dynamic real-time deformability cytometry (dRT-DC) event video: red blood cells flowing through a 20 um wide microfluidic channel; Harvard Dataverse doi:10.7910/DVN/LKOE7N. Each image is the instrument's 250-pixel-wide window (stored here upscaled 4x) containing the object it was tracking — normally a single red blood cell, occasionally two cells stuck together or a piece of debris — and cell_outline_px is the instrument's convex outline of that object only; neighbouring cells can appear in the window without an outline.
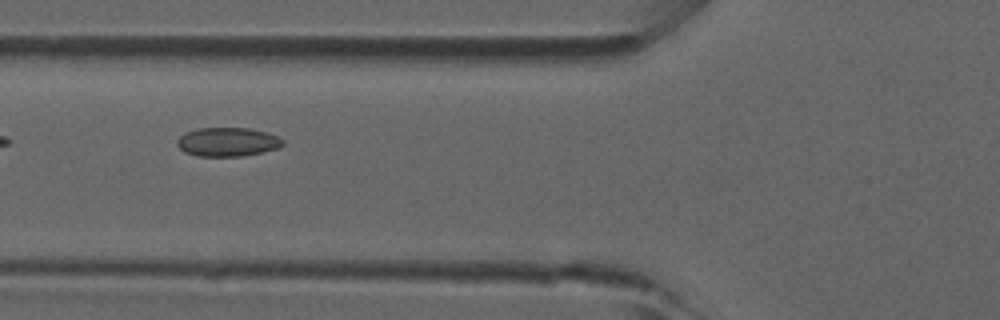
{"species": "common noctule bat (a hibernating species)", "species_latin": "Nyctalus noctula", "temperature_condition": "room temperature", "stored_images_in_passage": 3, "camera_frame_rate_fps": 3000, "um_per_image_px": 0.085, "animal": {"sex": "male", "forearm_length_mm": 52.5}, "frame": {"image": 1, "passage_image": 3, "time_ms": 0.667, "image_size_px": [1000, 320], "cell_outline_px": [[284, 144], [276, 148], [244, 156], [196, 156], [184, 152], [176, 144], [176, 140], [184, 132], [196, 128], [248, 128], [268, 132], [284, 140]], "centroid_in_image_um": [19.3, 12.06], "position_along_channel_um": 106.5, "area_um2": 17.86}}